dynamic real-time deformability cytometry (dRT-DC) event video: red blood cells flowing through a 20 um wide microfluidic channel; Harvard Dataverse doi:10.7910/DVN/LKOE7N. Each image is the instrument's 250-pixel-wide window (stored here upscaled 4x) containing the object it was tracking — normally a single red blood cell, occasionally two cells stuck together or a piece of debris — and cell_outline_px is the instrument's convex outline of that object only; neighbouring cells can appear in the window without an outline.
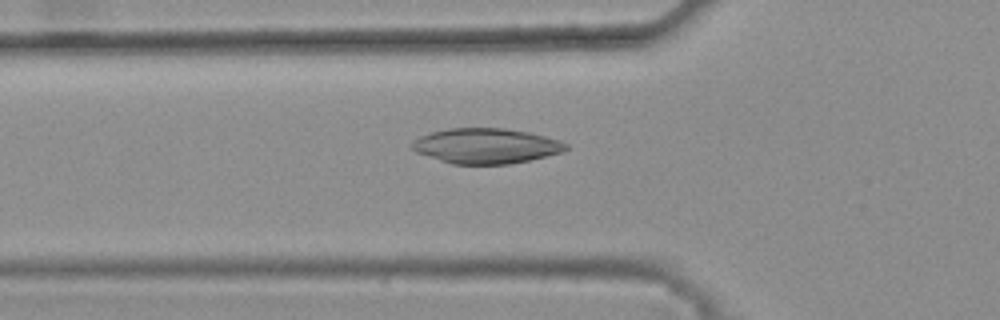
{"species": "common noctule bat (a hibernating species)", "species_latin": "Nyctalus noctula", "temperature_condition": "warm", "stored_images_in_passage": 33, "camera_frame_rate_fps": 3000, "um_per_image_px": 0.085, "animal": {"sex": "female", "body_mass_g": 25.1}, "frame": {"image": 1, "passage_image": 5, "time_ms": 1.333, "image_size_px": [1000, 320], "cell_outline_px": [[568, 148], [560, 152], [528, 160], [508, 164], [452, 164], [416, 152], [412, 148], [412, 144], [420, 136], [432, 132], [448, 128], [504, 128], [528, 132], [560, 140], [568, 144]], "centroid_in_image_um": [41.31, 12.39], "position_along_channel_um": 84.5, "area_um2": 31.21}}
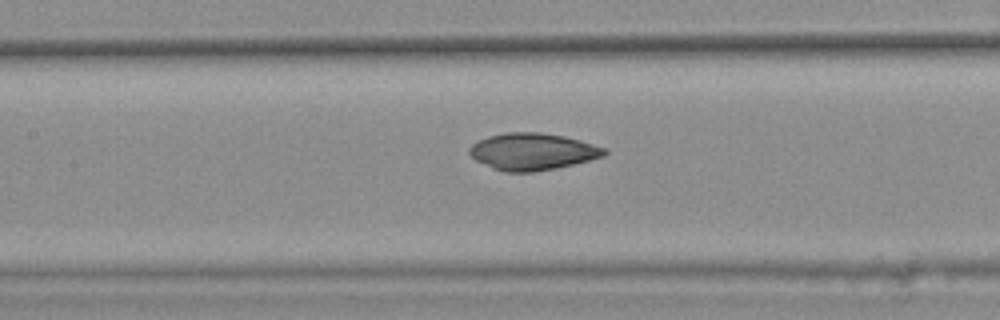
{"frame": {"image": 2, "passage_image": 11, "time_ms": 3.333, "image_size_px": [1000, 320], "cell_outline_px": [[608, 152], [604, 156], [556, 168], [532, 172], [504, 172], [492, 168], [476, 160], [468, 152], [468, 148], [472, 144], [488, 136], [504, 132], [540, 132], [564, 136], [580, 140], [608, 148]], "centroid_in_image_um": [45.27, 12.88], "position_along_channel_um": 162.1, "area_um2": 29.07}}
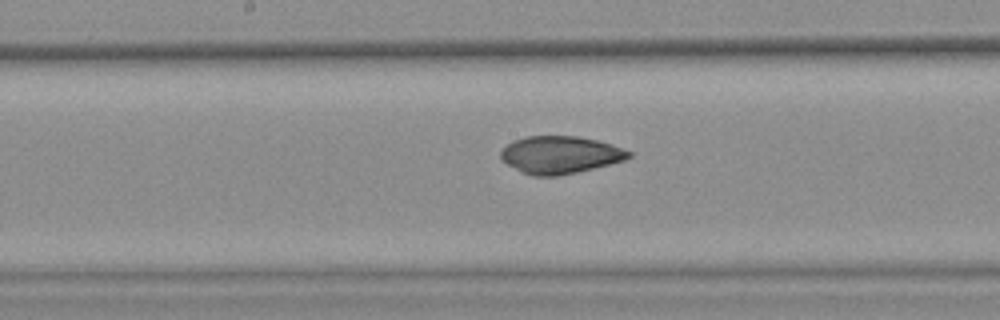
{"frame": {"image": 3, "passage_image": 14, "time_ms": 4.333, "image_size_px": [1000, 320], "cell_outline_px": [[632, 156], [624, 160], [576, 172], [556, 176], [532, 176], [520, 172], [508, 164], [500, 156], [500, 152], [508, 144], [524, 136], [576, 136], [600, 140], [612, 144], [632, 152]], "centroid_in_image_um": [47.62, 13.15], "position_along_channel_um": 200.6, "area_um2": 27.8}, "authors_computed_cell_mechanics": {"area_um2": 28.2642, "velocity_mm_per_s": 3.8565, "shape_relaxation_time_tau1_ms": null, "shape_relaxation_time_tau2_ms": 3.592, "deformation_change_tau1": null, "deformation_change_tau2": 0.0641}}